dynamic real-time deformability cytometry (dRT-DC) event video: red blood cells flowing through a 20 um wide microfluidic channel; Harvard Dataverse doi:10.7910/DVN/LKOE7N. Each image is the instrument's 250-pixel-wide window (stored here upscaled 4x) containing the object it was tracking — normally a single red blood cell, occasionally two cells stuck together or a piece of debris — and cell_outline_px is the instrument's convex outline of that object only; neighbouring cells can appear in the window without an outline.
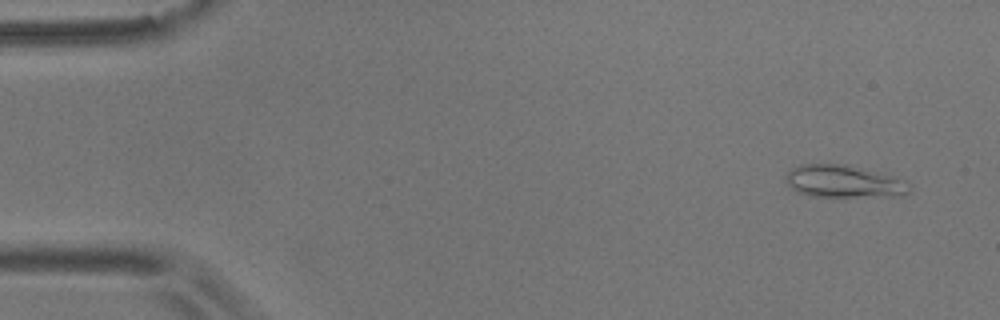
{"species": "common noctule bat (a hibernating species)", "species_latin": "Nyctalus noctula", "temperature_condition": "room temperature", "stored_images_in_passage": 55, "camera_frame_rate_fps": 3000, "um_per_image_px": 0.085, "animal": {"sex": "male", "body_mass_g": 17.9}, "frame": {"image": 1, "passage_image": 3, "time_ms": 0.667, "image_size_px": [1000, 320], "cell_outline_px": [[912, 184], [908, 192], [904, 196], [808, 196], [796, 192], [784, 180], [788, 172], [792, 168], [800, 164], [848, 164], [908, 180]], "centroid_in_image_um": [71.75, 15.42], "position_along_channel_um": 13.2, "area_um2": 23.64}}
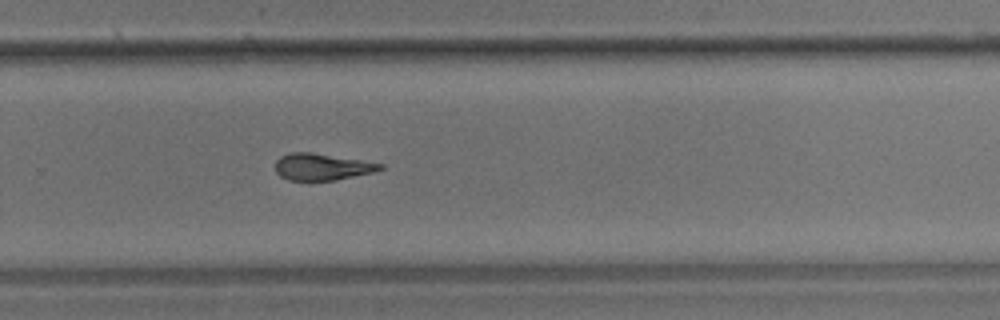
{"frame": {"image": 2, "passage_image": 36, "time_ms": 11.667, "image_size_px": [1000, 320], "cell_outline_px": [[384, 168], [372, 172], [336, 180], [288, 180], [280, 176], [276, 172], [276, 160], [280, 156], [288, 152], [308, 152], [360, 160], [384, 164]], "centroid_in_image_um": [27.33, 14.18], "position_along_channel_um": 302.5, "area_um2": 16.13}}
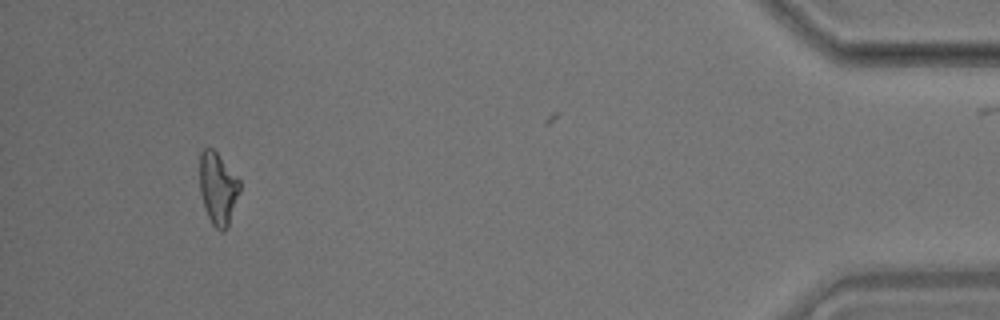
{"frame": {"image": 3, "passage_image": 51, "time_ms": 16.667, "image_size_px": [1000, 320], "cell_outline_px": [[240, 192], [228, 228], [224, 232], [220, 232], [212, 224], [208, 216], [200, 192], [200, 152], [204, 148], [212, 148], [216, 152], [240, 180]], "centroid_in_image_um": [18.54, 16.05], "position_along_channel_um": 416.7, "area_um2": 16.88}, "authors_computed_cell_mechanics": {"area_um2": 17.4556, "velocity_mm_per_s": 3.6397, "shape_relaxation_time_tau1_ms": 8.6358, "shape_relaxation_time_tau2_ms": 4.2632, "deformation_change_tau1": 0.218, "deformation_change_tau2": 0.1196}}